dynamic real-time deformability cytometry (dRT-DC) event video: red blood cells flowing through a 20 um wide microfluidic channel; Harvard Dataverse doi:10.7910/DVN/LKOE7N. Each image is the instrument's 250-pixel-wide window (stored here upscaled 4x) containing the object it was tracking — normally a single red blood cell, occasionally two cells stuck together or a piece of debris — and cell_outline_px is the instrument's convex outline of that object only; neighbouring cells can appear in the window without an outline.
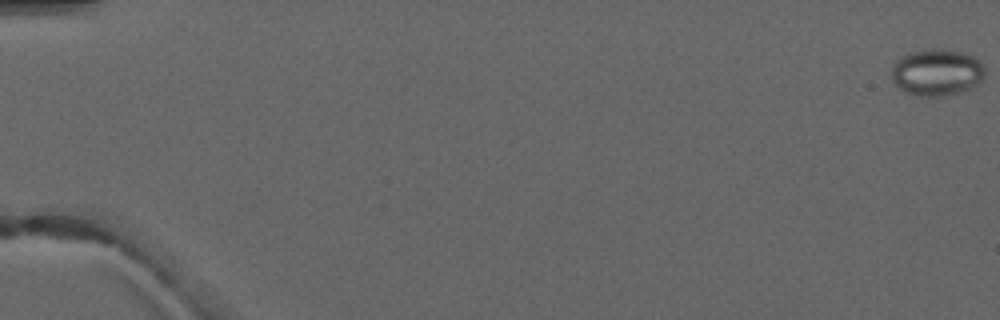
{"species": "common noctule bat (a hibernating species)", "species_latin": "Nyctalus noctula", "temperature_condition": "warm", "stored_images_in_passage": 5, "camera_frame_rate_fps": 3000, "um_per_image_px": 0.085, "animal": {"sex": "male", "forearm_length_mm": 52.5}, "frame": {"image": 1, "passage_image": 1, "time_ms": 0.0, "image_size_px": [1000, 320], "cell_outline_px": [[984, 76], [980, 84], [968, 92], [940, 96], [920, 96], [904, 92], [892, 80], [892, 68], [896, 60], [900, 56], [908, 52], [932, 48], [964, 52], [980, 60], [984, 68]], "centroid_in_image_um": [79.66, 6.16], "position_along_channel_um": 5.3, "area_um2": 25.95}}